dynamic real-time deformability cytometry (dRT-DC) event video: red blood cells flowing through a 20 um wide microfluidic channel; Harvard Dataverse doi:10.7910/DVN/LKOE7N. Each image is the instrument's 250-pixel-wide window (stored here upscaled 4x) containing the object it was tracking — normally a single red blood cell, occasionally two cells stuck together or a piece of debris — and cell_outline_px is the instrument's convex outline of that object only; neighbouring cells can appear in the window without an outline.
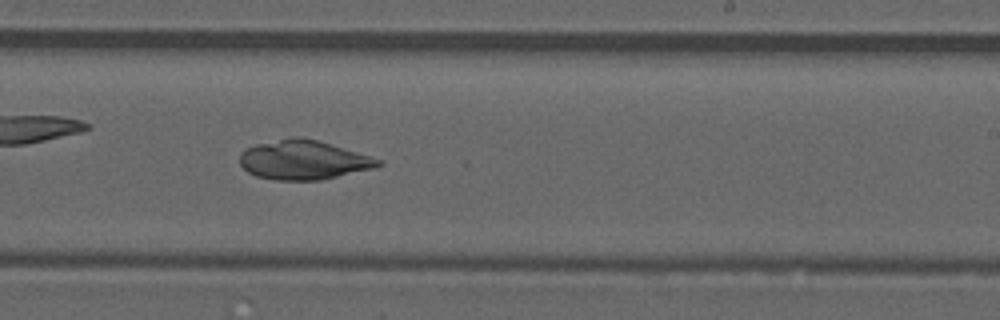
{"species": "common noctule bat (a hibernating species)", "species_latin": "Nyctalus noctula", "temperature_condition": "room temperature", "stored_images_in_passage": 45, "camera_frame_rate_fps": 3000, "um_per_image_px": 0.085, "animal": {"sex": "male", "forearm_length_mm": 52.5}, "frame": {"image": 1, "passage_image": 32, "time_ms": 10.333, "image_size_px": [1000, 320], "cell_outline_px": [[384, 164], [376, 168], [320, 180], [276, 180], [256, 176], [248, 172], [240, 164], [240, 152], [244, 148], [256, 144], [292, 136], [300, 136], [316, 140], [384, 160]], "centroid_in_image_um": [25.8, 13.59], "position_along_channel_um": 263.2, "area_um2": 31.79}}